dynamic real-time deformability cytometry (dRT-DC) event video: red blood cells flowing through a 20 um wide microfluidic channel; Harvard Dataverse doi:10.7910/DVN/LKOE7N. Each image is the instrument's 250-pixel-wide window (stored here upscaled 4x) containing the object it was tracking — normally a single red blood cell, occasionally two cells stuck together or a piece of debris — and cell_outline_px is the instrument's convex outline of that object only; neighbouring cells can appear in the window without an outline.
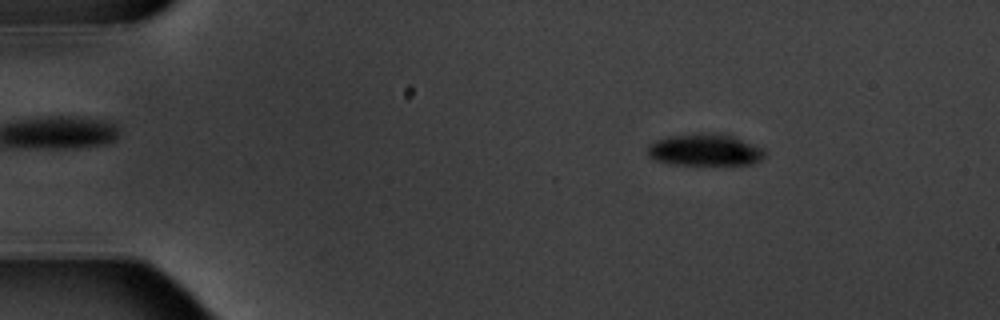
{"species": "common noctule bat (a hibernating species)", "species_latin": "Nyctalus noctula", "temperature_condition": "warm", "stored_images_in_passage": 9, "camera_frame_rate_fps": 3000, "um_per_image_px": 0.085, "animal": {"sex": "male", "body_mass_g": 20.1, "forearm_length_mm": 53.5}, "frame": {"image": 1, "passage_image": 3, "time_ms": 2.333, "image_size_px": [1000, 320], "cell_outline_px": [[764, 156], [760, 160], [752, 164], [676, 164], [656, 160], [648, 156], [648, 144], [656, 140], [668, 136], [700, 132], [716, 132], [732, 136], [764, 148]], "centroid_in_image_um": [59.91, 12.71], "position_along_channel_um": 25.1, "area_um2": 21.79}}